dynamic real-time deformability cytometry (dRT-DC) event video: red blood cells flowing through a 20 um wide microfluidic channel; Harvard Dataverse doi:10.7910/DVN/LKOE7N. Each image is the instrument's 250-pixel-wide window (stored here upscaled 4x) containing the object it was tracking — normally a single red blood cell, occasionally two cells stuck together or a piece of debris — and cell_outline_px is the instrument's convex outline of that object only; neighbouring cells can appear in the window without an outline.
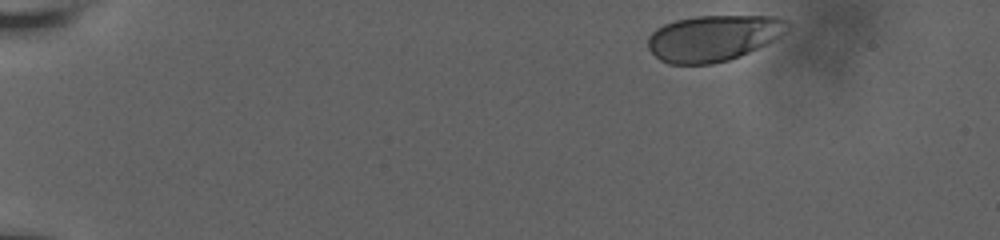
{"species": "human", "species_latin": "Homo sapiens", "temperature_condition": "room temperature", "stored_images_in_passage": 9, "camera_frame_rate_fps": 3000, "um_per_image_px": 0.085, "donor": {"sex": "male"}, "frame": {"image": 1, "passage_image": 1, "time_ms": 0.0, "image_size_px": [1000, 240], "cell_outline_px": [[792, 28], [788, 32], [740, 56], [728, 60], [712, 64], [668, 64], [660, 60], [648, 48], [648, 36], [656, 28], [664, 24], [676, 20], [696, 16], [776, 16], [788, 20], [792, 24]], "centroid_in_image_um": [60.66, 3.22], "position_along_channel_um": 24.3, "area_um2": 37.63}}
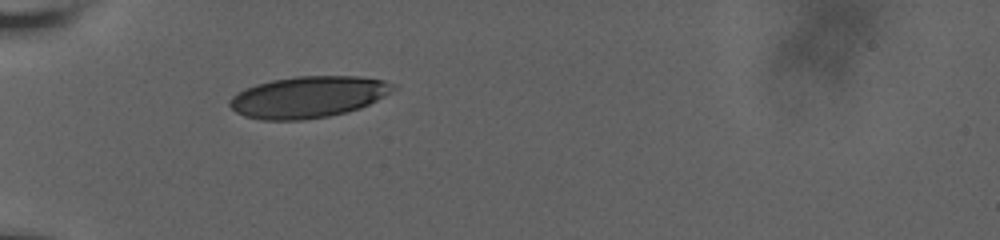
{"frame": {"image": 2, "passage_image": 7, "time_ms": 4.0, "image_size_px": [1000, 240], "cell_outline_px": [[396, 88], [384, 96], [360, 108], [348, 112], [328, 116], [304, 120], [260, 120], [244, 116], [236, 112], [228, 104], [228, 100], [236, 92], [244, 88], [256, 84], [272, 80], [296, 76], [360, 76], [384, 80], [392, 84]], "centroid_in_image_um": [26.15, 8.24], "position_along_channel_um": 58.8, "area_um2": 39.65}}
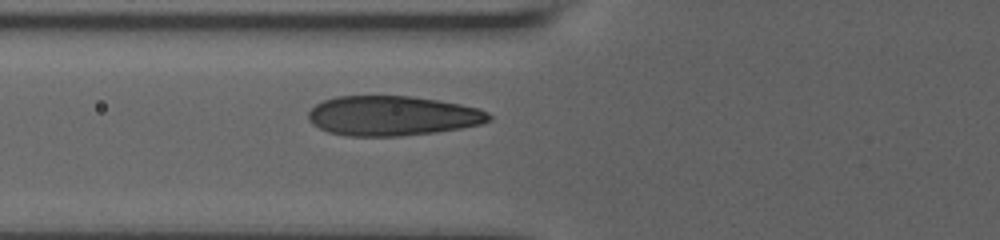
{"frame": {"image": 3, "passage_image": 9, "time_ms": 5.333, "image_size_px": [1000, 240], "cell_outline_px": [[492, 120], [480, 124], [460, 128], [436, 132], [400, 136], [348, 136], [328, 132], [312, 124], [308, 120], [308, 112], [316, 104], [324, 100], [336, 96], [412, 96], [460, 104], [476, 108], [488, 112], [492, 116]], "centroid_in_image_um": [33.34, 9.84], "position_along_channel_um": 92.5, "area_um2": 41.85}}